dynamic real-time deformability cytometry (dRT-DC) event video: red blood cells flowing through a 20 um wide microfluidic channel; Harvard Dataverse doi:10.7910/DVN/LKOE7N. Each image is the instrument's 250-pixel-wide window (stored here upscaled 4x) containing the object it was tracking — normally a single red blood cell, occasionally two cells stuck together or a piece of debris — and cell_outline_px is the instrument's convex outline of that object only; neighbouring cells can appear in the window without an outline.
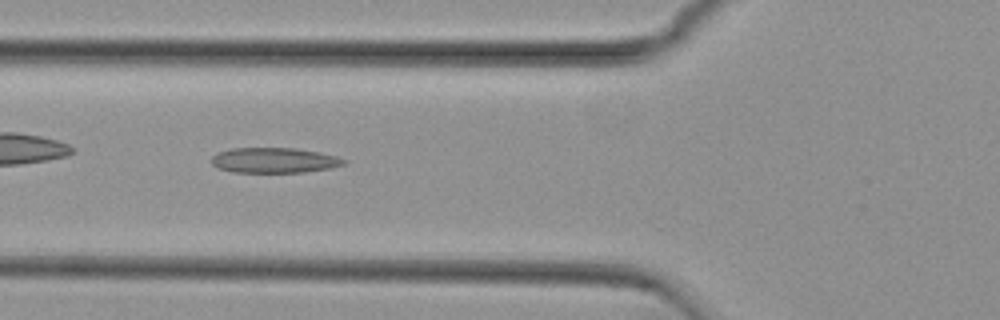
{"species": "common noctule bat (a hibernating species)", "species_latin": "Nyctalus noctula", "temperature_condition": "cold", "stored_images_in_passage": 11, "camera_frame_rate_fps": 3000, "um_per_image_px": 0.085, "animal": {"sex": "female", "body_mass_g": 29.2, "forearm_length_mm": 56.3}, "frame": {"image": 1, "passage_image": 5, "time_ms": 1.333, "image_size_px": [1000, 320], "cell_outline_px": [[348, 160], [344, 164], [328, 168], [304, 172], [232, 172], [216, 168], [212, 164], [212, 156], [216, 152], [232, 148], [296, 148], [320, 152], [336, 156]], "centroid_in_image_um": [23.27, 13.62], "position_along_channel_um": 102.5, "area_um2": 19.54}}
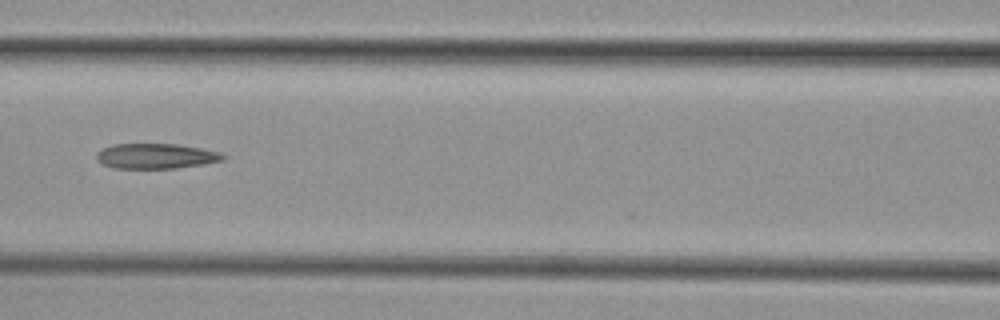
{"frame": {"image": 2, "passage_image": 9, "time_ms": 2.667, "image_size_px": [1000, 320], "cell_outline_px": [[228, 156], [224, 160], [204, 164], [176, 168], [112, 168], [96, 160], [96, 152], [112, 144], [180, 144], [220, 152]], "centroid_in_image_um": [13.27, 13.26], "position_along_channel_um": 153.3, "area_um2": 18.67}}